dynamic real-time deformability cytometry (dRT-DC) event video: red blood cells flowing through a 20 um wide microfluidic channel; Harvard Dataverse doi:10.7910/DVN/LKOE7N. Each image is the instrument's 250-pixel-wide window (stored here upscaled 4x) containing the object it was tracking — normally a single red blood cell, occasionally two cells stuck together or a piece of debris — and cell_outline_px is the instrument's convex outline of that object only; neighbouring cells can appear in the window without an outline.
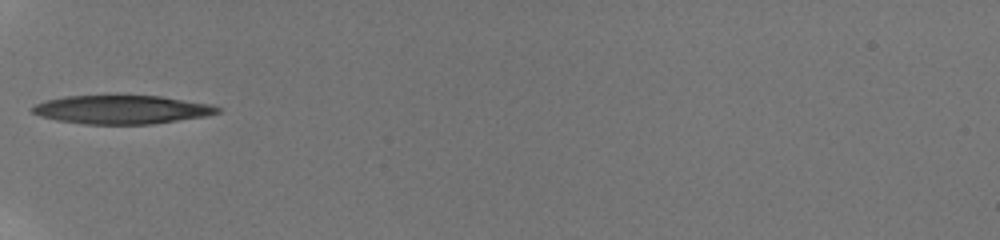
{"species": "human", "species_latin": "Homo sapiens", "temperature_condition": "room temperature", "stored_images_in_passage": 38, "camera_frame_rate_fps": 3000, "um_per_image_px": 0.085, "donor": {"sex": "male"}, "frame": {"image": 1, "passage_image": 1, "time_ms": 0.0, "image_size_px": [1000, 240], "cell_outline_px": [[220, 112], [204, 116], [152, 124], [84, 124], [56, 120], [40, 116], [32, 112], [28, 108], [44, 100], [64, 96], [160, 96], [212, 104], [220, 108]], "centroid_in_image_um": [10.3, 9.31], "position_along_channel_um": 74.7, "area_um2": 30.81}}
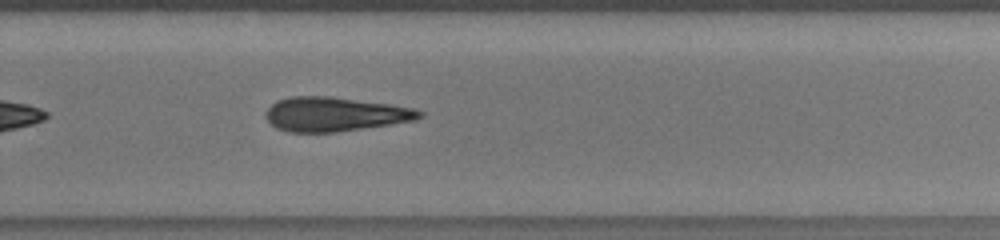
{"frame": {"image": 2, "passage_image": 23, "time_ms": 6.0, "image_size_px": [1000, 240], "cell_outline_px": [[424, 116], [416, 120], [336, 132], [288, 132], [276, 128], [268, 120], [264, 112], [276, 100], [292, 96], [328, 96], [392, 104], [416, 108], [424, 112]], "centroid_in_image_um": [28.48, 9.7], "position_along_channel_um": 301.3, "area_um2": 30.75}, "authors_computed_cell_mechanics": {"area_um2": 31.1831, "velocity_mm_per_s": 3.8659, "shape_relaxation_time_tau1_ms": 4.0806, "shape_relaxation_time_tau2_ms": null, "deformation_change_tau1": 0.1437, "deformation_change_tau2": null}}